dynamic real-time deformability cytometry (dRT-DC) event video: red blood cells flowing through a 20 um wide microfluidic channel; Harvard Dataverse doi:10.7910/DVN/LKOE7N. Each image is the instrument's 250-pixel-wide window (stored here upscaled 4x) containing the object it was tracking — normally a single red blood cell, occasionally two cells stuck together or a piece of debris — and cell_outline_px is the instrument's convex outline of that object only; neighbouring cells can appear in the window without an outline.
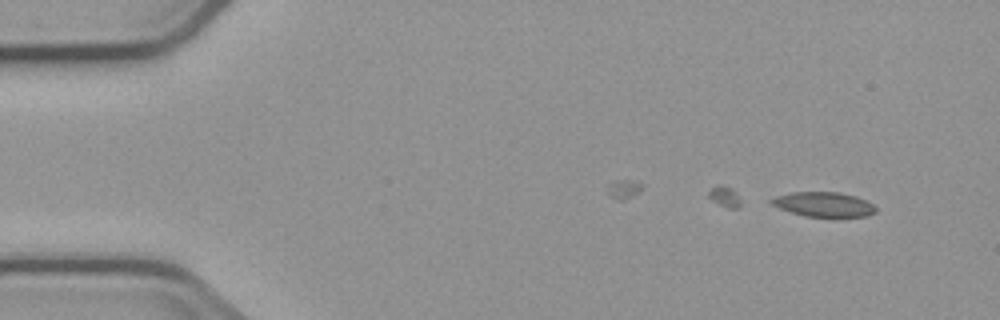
{"species": "common noctule bat (a hibernating species)", "species_latin": "Nyctalus noctula", "temperature_condition": "cold", "stored_images_in_passage": 2, "camera_frame_rate_fps": 3000, "um_per_image_px": 0.085, "animal": {"sex": "male", "body_mass_g": 23.1, "forearm_length_mm": 52.7}, "frame": {"image": 1, "passage_image": 2, "time_ms": 2.0, "image_size_px": [1000, 320], "cell_outline_px": [[876, 212], [868, 216], [804, 216], [780, 208], [772, 204], [768, 200], [776, 196], [792, 192], [840, 192], [856, 196], [868, 200], [876, 208]], "centroid_in_image_um": [70.04, 17.36], "position_along_channel_um": 15.0, "area_um2": 14.91}}